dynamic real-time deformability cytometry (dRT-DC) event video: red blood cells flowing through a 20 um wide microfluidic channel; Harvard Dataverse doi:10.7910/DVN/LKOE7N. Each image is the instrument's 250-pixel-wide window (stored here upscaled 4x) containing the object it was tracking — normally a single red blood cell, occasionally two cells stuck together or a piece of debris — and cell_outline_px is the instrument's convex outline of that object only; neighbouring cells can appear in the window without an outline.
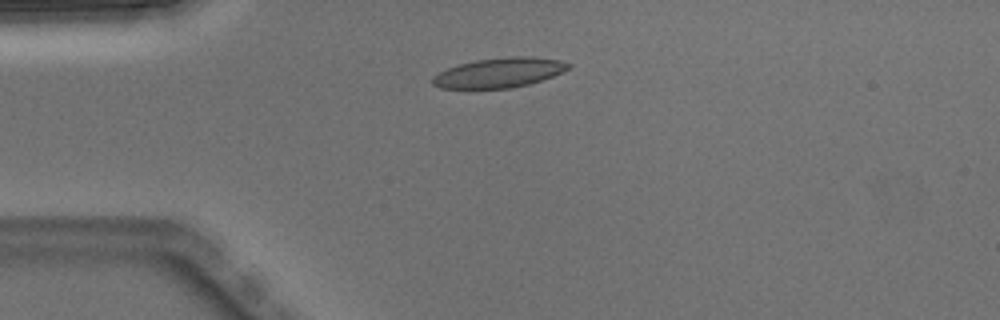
{"species": "Egyptian fruit bat (a non-hibernating species)", "species_latin": "Rousettus aegyptiacus", "temperature_condition": "warm", "stored_images_in_passage": 4, "camera_frame_rate_fps": 3000, "um_per_image_px": 0.085, "animal": {"sex": "male"}, "frame": {"image": 1, "passage_image": 2, "time_ms": 0.333, "image_size_px": [1000, 320], "cell_outline_px": [[572, 68], [552, 76], [528, 84], [512, 88], [440, 88], [432, 84], [432, 80], [440, 72], [448, 68], [460, 64], [476, 60], [512, 56], [528, 56], [560, 60], [572, 64]], "centroid_in_image_um": [42.48, 6.17], "position_along_channel_um": 42.5, "area_um2": 23.29}}
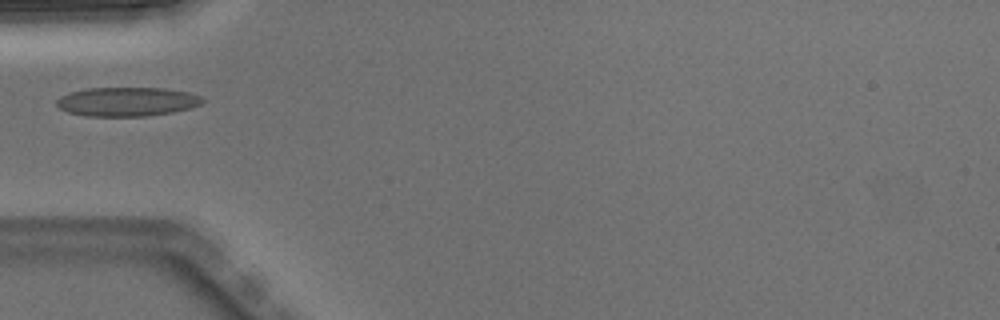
{"frame": {"image": 2, "passage_image": 3, "time_ms": 0.667, "image_size_px": [1000, 320], "cell_outline_px": [[204, 100], [200, 104], [188, 108], [172, 112], [148, 116], [84, 116], [68, 112], [60, 108], [56, 104], [56, 100], [60, 96], [68, 92], [88, 88], [164, 88], [188, 92], [200, 96]], "centroid_in_image_um": [10.75, 8.64], "position_along_channel_um": 74.2, "area_um2": 24.68}}